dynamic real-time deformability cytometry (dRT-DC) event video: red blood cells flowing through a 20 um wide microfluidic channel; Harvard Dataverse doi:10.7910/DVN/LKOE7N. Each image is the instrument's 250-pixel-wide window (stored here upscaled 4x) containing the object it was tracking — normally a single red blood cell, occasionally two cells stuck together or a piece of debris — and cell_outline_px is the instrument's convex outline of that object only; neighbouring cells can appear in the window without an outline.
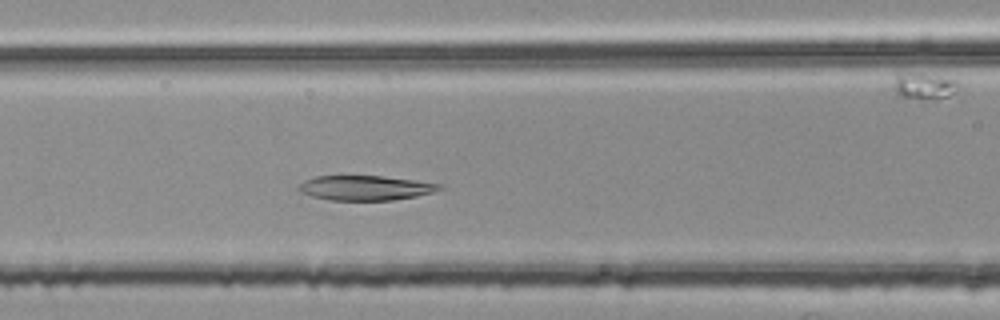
{"species": "common noctule bat (a hibernating species)", "species_latin": "Nyctalus noctula", "temperature_condition": "room temperature", "stored_images_in_passage": 37, "camera_frame_rate_fps": 3000, "um_per_image_px": 0.085, "animal": {"sex": "female", "body_mass_g": 25.1}, "frame": {"image": 1, "passage_image": 10, "time_ms": 3.0, "image_size_px": [1000, 320], "cell_outline_px": [[444, 188], [432, 192], [416, 196], [392, 200], [328, 200], [312, 196], [300, 192], [296, 188], [304, 180], [316, 176], [384, 176], [416, 180], [444, 184]], "centroid_in_image_um": [31.07, 15.96], "position_along_channel_um": 135.5, "area_um2": 20.4}}
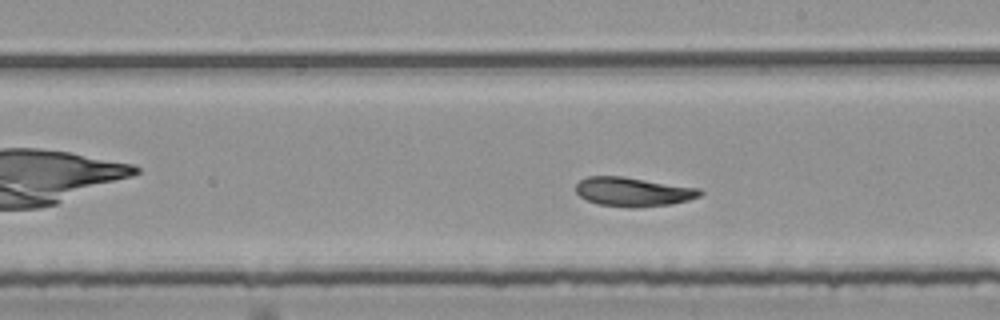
{"frame": {"image": 2, "passage_image": 18, "time_ms": 5.667, "image_size_px": [1000, 320], "cell_outline_px": [[704, 192], [700, 196], [688, 200], [672, 204], [600, 204], [588, 200], [580, 196], [576, 192], [576, 184], [580, 180], [588, 176], [624, 176], [700, 188]], "centroid_in_image_um": [53.84, 16.23], "position_along_channel_um": 235.2, "area_um2": 20.06}}
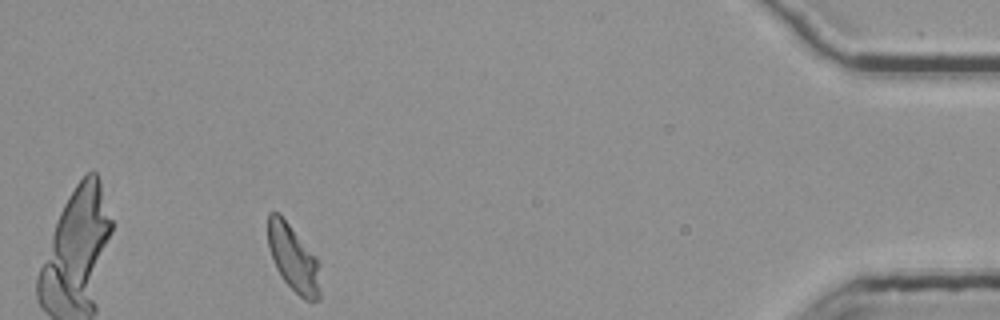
{"frame": {"image": 3, "passage_image": 37, "time_ms": 12.0, "image_size_px": [1000, 320], "cell_outline_px": [[320, 300], [312, 304], [304, 300], [280, 276], [272, 260], [268, 248], [268, 212], [276, 212], [288, 224], [316, 256], [320, 264]], "centroid_in_image_um": [24.97, 22.04], "position_along_channel_um": 410.2, "area_um2": 20.46}, "authors_computed_cell_mechanics": {"area_um2": 20.9236, "velocity_mm_per_s": 3.754, "shape_relaxation_time_tau1_ms": null, "shape_relaxation_time_tau2_ms": 6.0253, "deformation_change_tau1": null, "deformation_change_tau2": 0.123}}